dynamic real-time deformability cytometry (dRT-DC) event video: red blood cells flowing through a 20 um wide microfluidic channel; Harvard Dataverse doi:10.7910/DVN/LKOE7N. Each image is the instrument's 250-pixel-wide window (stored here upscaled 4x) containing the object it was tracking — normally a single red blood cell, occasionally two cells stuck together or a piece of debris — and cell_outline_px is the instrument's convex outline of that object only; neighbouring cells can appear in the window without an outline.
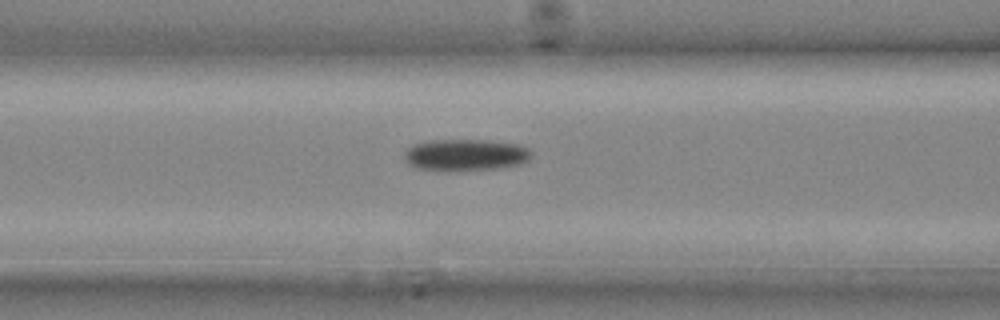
{"species": "common noctule bat (a hibernating species)", "species_latin": "Nyctalus noctula", "temperature_condition": "cold", "stored_images_in_passage": 20, "camera_frame_rate_fps": 3000, "um_per_image_px": 0.085, "animal": {"sex": "male", "body_mass_g": 20.4}, "frame": {"image": 1, "passage_image": 9, "time_ms": 2.667, "image_size_px": [1000, 320], "cell_outline_px": [[532, 156], [528, 160], [520, 164], [500, 168], [416, 168], [408, 164], [404, 156], [404, 152], [412, 144], [432, 140], [484, 140], [516, 144], [528, 148], [532, 152]], "centroid_in_image_um": [39.59, 13.12], "position_along_channel_um": 127.0, "area_um2": 22.6}}